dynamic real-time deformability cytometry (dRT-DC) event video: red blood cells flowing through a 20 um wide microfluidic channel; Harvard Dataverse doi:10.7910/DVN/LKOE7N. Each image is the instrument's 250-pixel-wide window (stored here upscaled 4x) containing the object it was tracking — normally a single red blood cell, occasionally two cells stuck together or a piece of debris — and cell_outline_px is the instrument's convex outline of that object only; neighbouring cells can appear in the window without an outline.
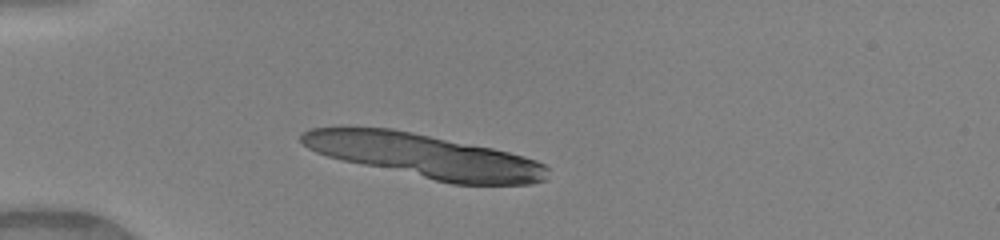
{"species": "human", "species_latin": "Homo sapiens", "temperature_condition": "warm", "stored_images_in_passage": 5, "camera_frame_rate_fps": 3000, "um_per_image_px": 0.085, "donor": {"sex": "female"}, "frame": {"image": 1, "passage_image": 1, "time_ms": 0.0, "image_size_px": [1000, 240], "cell_outline_px": [[548, 168], [544, 180], [532, 184], [452, 184], [344, 160], [328, 156], [316, 152], [308, 148], [300, 140], [300, 136], [308, 128], [392, 128], [492, 148], [524, 156], [536, 160], [544, 164]], "centroid_in_image_um": [36.11, 13.25], "position_along_channel_um": 48.9, "area_um2": 61.96}}